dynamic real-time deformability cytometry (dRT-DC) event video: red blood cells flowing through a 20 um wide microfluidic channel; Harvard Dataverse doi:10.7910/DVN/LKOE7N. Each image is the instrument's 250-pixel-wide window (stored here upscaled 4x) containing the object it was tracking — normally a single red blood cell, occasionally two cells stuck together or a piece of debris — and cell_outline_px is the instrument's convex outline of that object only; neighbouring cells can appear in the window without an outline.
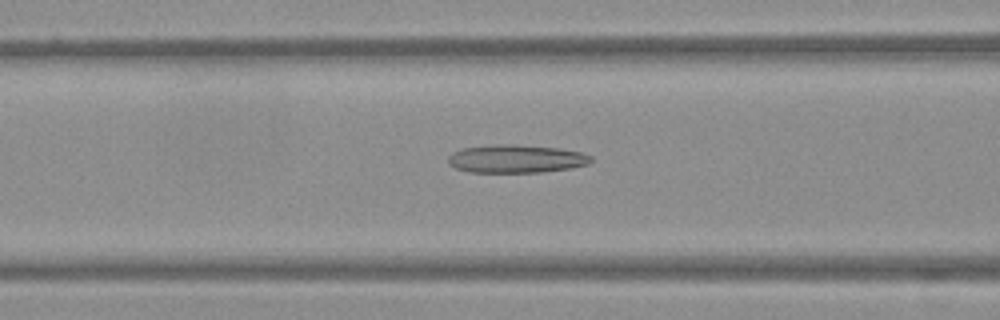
{"species": "Egyptian fruit bat (a non-hibernating species)", "species_latin": "Rousettus aegyptiacus", "temperature_condition": "warm", "stored_images_in_passage": 43, "camera_frame_rate_fps": 3000, "um_per_image_px": 0.085, "frame": {"image": 1, "passage_image": 12, "time_ms": 3.667, "image_size_px": [1000, 320], "cell_outline_px": [[592, 160], [588, 164], [572, 168], [540, 172], [468, 172], [456, 168], [448, 164], [448, 156], [452, 152], [460, 148], [496, 144], [516, 144], [560, 148], [584, 152], [592, 156]], "centroid_in_image_um": [43.87, 13.49], "position_along_channel_um": 122.7, "area_um2": 23.76}}
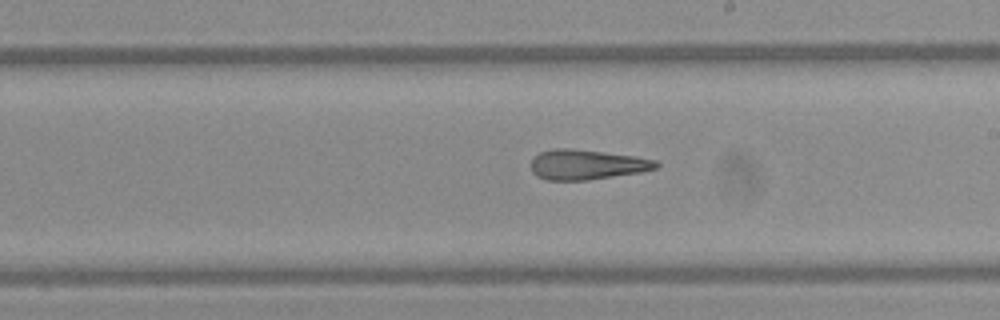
{"frame": {"image": 2, "passage_image": 21, "time_ms": 6.667, "image_size_px": [1000, 320], "cell_outline_px": [[660, 164], [656, 168], [640, 172], [588, 180], [544, 180], [536, 176], [532, 172], [532, 160], [540, 152], [552, 148], [572, 148], [636, 156], [656, 160]], "centroid_in_image_um": [49.87, 13.99], "position_along_channel_um": 239.1, "area_um2": 21.91}}
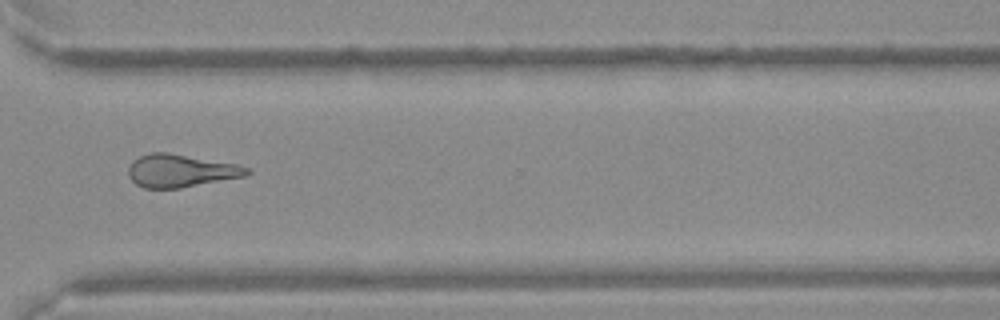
{"frame": {"image": 3, "passage_image": 30, "time_ms": 9.667, "image_size_px": [1000, 320], "cell_outline_px": [[252, 172], [248, 176], [180, 188], [144, 188], [136, 184], [128, 176], [128, 168], [132, 160], [140, 156], [152, 152], [168, 152], [236, 164], [248, 168]], "centroid_in_image_um": [15.36, 14.52], "position_along_channel_um": 355.2, "area_um2": 22.77}}